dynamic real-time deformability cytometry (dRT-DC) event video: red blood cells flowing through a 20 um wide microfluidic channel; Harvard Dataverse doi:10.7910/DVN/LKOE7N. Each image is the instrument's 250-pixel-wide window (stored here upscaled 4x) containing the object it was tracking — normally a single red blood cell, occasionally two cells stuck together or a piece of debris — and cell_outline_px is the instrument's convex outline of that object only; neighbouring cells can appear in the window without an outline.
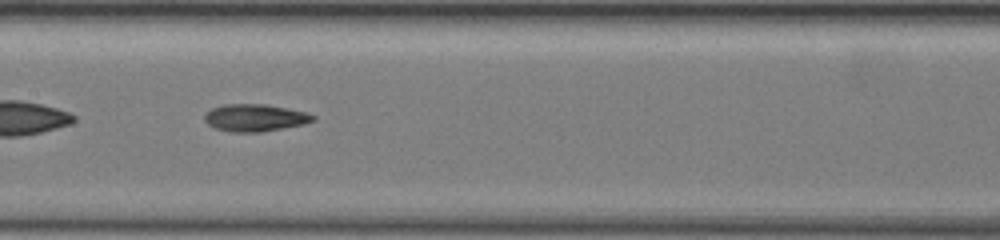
{"species": "common noctule bat (a hibernating species)", "species_latin": "Nyctalus noctula", "temperature_condition": "warm", "stored_images_in_passage": 60, "segment_of_instrument_passage": [2, 2], "camera_frame_rate_fps": 3000, "um_per_image_px": 0.085, "animal": {"sex": "female", "body_mass_g": 19.5, "forearm_length_mm": 54.1}, "frame": {"image": 1, "passage_image": 34, "time_ms": 11.0, "image_size_px": [1000, 240], "cell_outline_px": [[316, 120], [304, 124], [264, 132], [232, 132], [216, 128], [208, 124], [204, 120], [204, 116], [212, 108], [224, 104], [264, 104], [308, 112], [316, 116]], "centroid_in_image_um": [21.71, 10.01], "position_along_channel_um": 185.7, "area_um2": 17.28}}
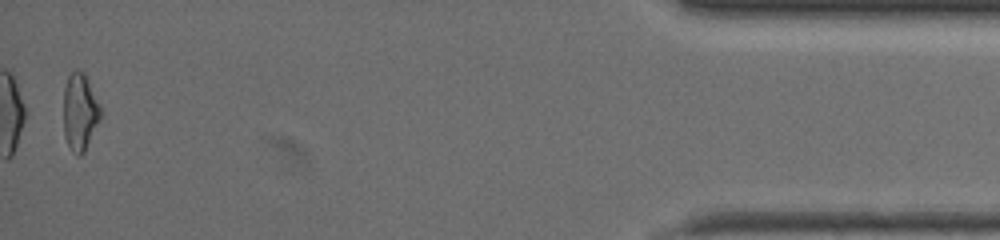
{"frame": {"image": 2, "passage_image": 59, "time_ms": 19.333, "image_size_px": [1000, 240], "cell_outline_px": [[100, 120], [84, 152], [80, 156], [76, 156], [72, 152], [64, 136], [64, 88], [68, 76], [72, 72], [84, 72], [88, 80], [100, 108]], "centroid_in_image_um": [6.77, 9.56], "position_along_channel_um": 428.4, "area_um2": 16.36}}